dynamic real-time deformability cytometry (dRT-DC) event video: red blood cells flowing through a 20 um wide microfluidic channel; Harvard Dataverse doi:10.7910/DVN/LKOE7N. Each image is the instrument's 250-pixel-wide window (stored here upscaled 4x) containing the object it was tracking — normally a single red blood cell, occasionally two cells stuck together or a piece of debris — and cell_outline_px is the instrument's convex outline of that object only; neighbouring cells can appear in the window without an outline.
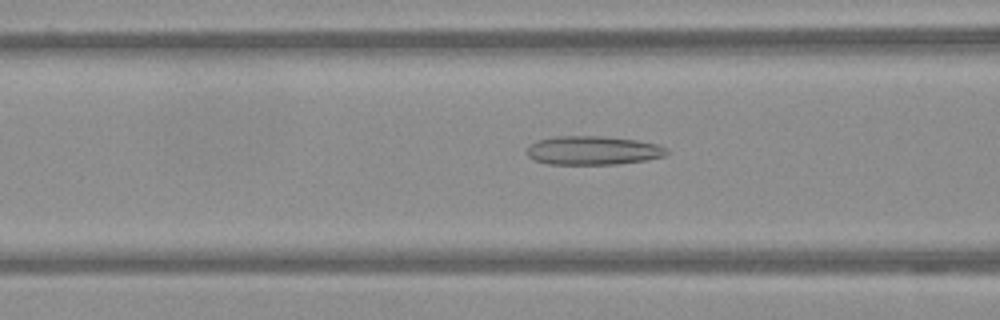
{"species": "Egyptian fruit bat (a non-hibernating species)", "species_latin": "Rousettus aegyptiacus", "temperature_condition": "warm", "stored_images_in_passage": 42, "camera_frame_rate_fps": 3000, "um_per_image_px": 0.085, "frame": {"image": 1, "passage_image": 8, "time_ms": 2.333, "image_size_px": [1000, 320], "cell_outline_px": [[668, 152], [664, 156], [648, 160], [616, 164], [548, 164], [532, 160], [528, 156], [528, 148], [532, 144], [540, 140], [556, 136], [600, 136], [636, 140], [660, 144], [668, 148]], "centroid_in_image_um": [50.45, 12.79], "position_along_channel_um": 116.1, "area_um2": 23.47}}
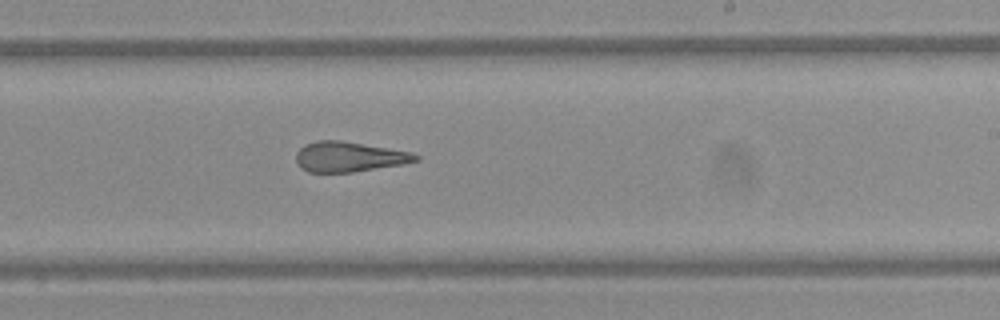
{"frame": {"image": 2, "passage_image": 20, "time_ms": 6.333, "image_size_px": [1000, 320], "cell_outline_px": [[420, 160], [404, 164], [352, 172], [308, 172], [300, 168], [296, 160], [296, 152], [304, 144], [316, 140], [340, 140], [412, 152], [420, 156]], "centroid_in_image_um": [29.66, 13.32], "position_along_channel_um": 259.3, "area_um2": 21.1}}
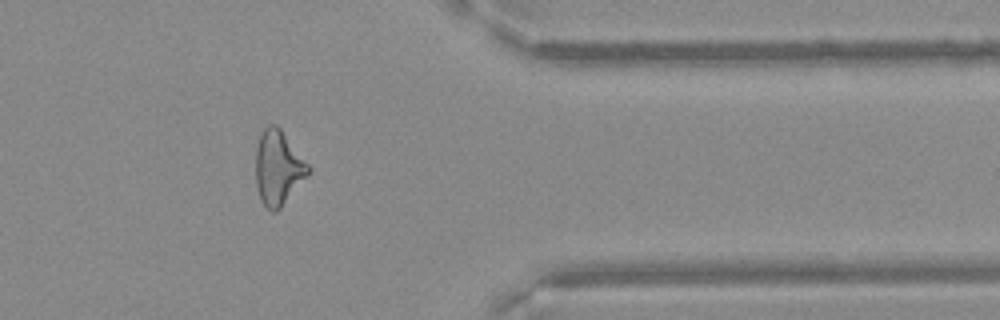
{"frame": {"image": 3, "passage_image": 32, "time_ms": 10.333, "image_size_px": [1000, 320], "cell_outline_px": [[312, 172], [280, 208], [276, 212], [272, 212], [260, 200], [256, 184], [256, 148], [260, 136], [264, 128], [268, 124], [276, 124], [280, 128], [312, 168]], "centroid_in_image_um": [23.66, 14.27], "position_along_channel_um": 387.7, "area_um2": 22.95}}